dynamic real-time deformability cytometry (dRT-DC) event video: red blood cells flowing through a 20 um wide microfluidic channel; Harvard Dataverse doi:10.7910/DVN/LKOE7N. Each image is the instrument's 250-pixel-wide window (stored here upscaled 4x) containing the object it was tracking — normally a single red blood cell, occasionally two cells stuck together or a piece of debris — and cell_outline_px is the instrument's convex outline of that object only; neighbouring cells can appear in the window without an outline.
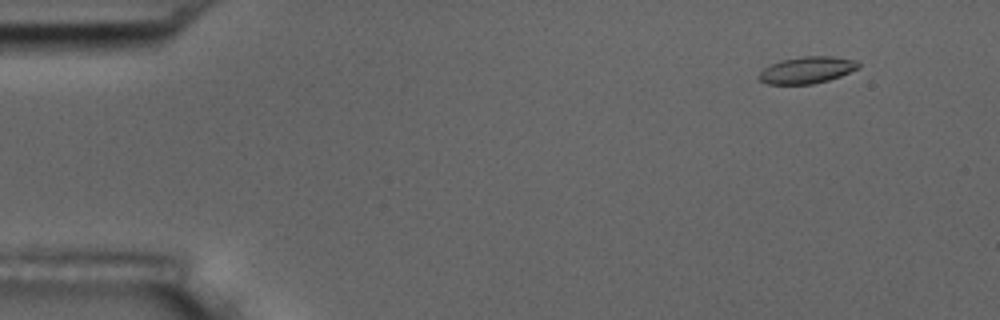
{"species": "common noctule bat (a hibernating species)", "species_latin": "Nyctalus noctula", "temperature_condition": "room temperature", "stored_images_in_passage": 6, "camera_frame_rate_fps": 3000, "um_per_image_px": 0.085, "animal": {"sex": "male", "body_mass_g": 17.5, "forearm_length_mm": 52.3}, "frame": {"image": 1, "passage_image": 2, "time_ms": 0.333, "image_size_px": [1000, 320], "cell_outline_px": [[860, 68], [840, 76], [828, 80], [812, 84], [768, 84], [760, 80], [756, 76], [764, 68], [772, 64], [784, 60], [804, 56], [832, 56], [856, 60], [860, 64]], "centroid_in_image_um": [68.62, 5.95], "position_along_channel_um": 16.4, "area_um2": 15.43}}